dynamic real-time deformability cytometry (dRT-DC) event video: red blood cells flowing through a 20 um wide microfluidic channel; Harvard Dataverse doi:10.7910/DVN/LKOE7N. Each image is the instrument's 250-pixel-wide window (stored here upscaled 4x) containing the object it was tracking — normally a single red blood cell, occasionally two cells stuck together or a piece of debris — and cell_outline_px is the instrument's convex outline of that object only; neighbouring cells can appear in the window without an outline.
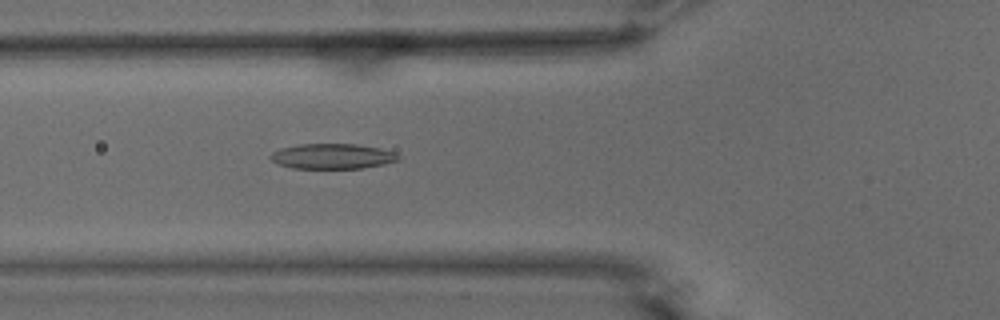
{"species": "common noctule bat (a hibernating species)", "species_latin": "Nyctalus noctula", "temperature_condition": "warm", "stored_images_in_passage": 50, "camera_frame_rate_fps": 3000, "um_per_image_px": 0.085, "animal": {"sex": "male", "body_mass_g": 15.6}, "frame": {"image": 1, "passage_image": 20, "time_ms": 6.333, "image_size_px": [1000, 320], "cell_outline_px": [[400, 160], [384, 164], [360, 168], [292, 168], [280, 164], [272, 160], [268, 156], [272, 152], [280, 148], [300, 144], [356, 144], [380, 148], [392, 152], [400, 156]], "centroid_in_image_um": [28.24, 13.28], "position_along_channel_um": 97.6, "area_um2": 18.67}}
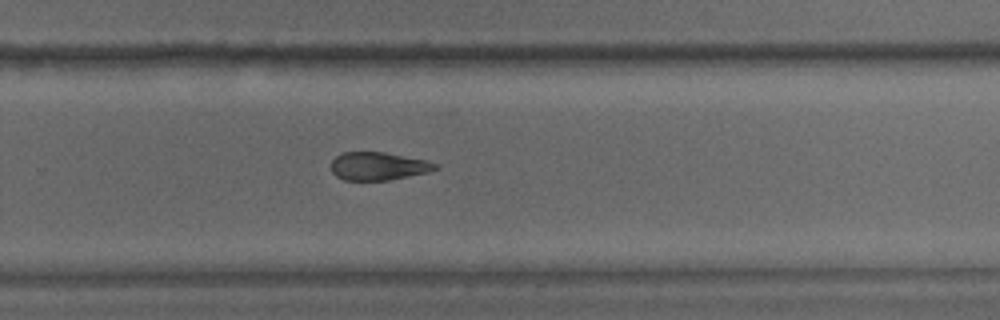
{"frame": {"image": 2, "passage_image": 36, "time_ms": 11.667, "image_size_px": [1000, 320], "cell_outline_px": [[436, 168], [428, 172], [388, 180], [344, 180], [336, 176], [332, 172], [332, 160], [336, 156], [344, 152], [384, 152], [428, 160], [436, 164]], "centroid_in_image_um": [32.13, 14.12], "position_along_channel_um": 297.7, "area_um2": 16.88}}
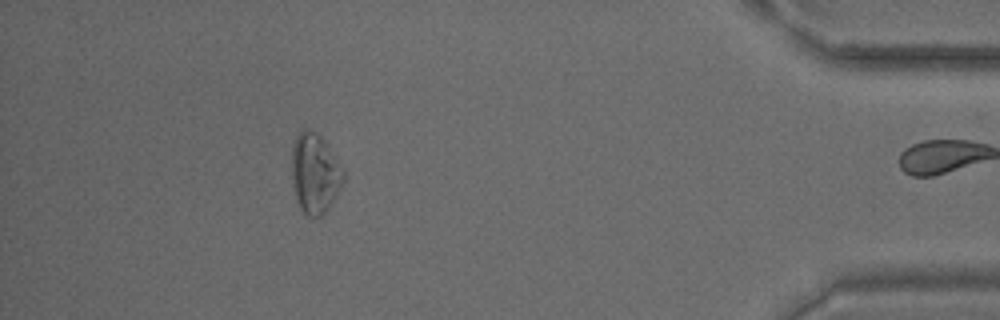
{"frame": {"image": 3, "passage_image": 49, "time_ms": 16.0, "image_size_px": [1000, 320], "cell_outline_px": [[344, 180], [336, 196], [328, 208], [320, 216], [308, 216], [300, 208], [296, 196], [292, 176], [292, 144], [300, 128], [308, 128], [316, 132], [324, 140], [344, 172]], "centroid_in_image_um": [26.75, 14.69], "position_along_channel_um": 408.5, "area_um2": 23.81}, "authors_computed_cell_mechanics": {"area_um2": 20.0566, "velocity_mm_per_s": 3.75, "shape_relaxation_time_tau1_ms": null, "shape_relaxation_time_tau2_ms": 6.6972, "deformation_change_tau1": null, "deformation_change_tau2": 0.1642}}